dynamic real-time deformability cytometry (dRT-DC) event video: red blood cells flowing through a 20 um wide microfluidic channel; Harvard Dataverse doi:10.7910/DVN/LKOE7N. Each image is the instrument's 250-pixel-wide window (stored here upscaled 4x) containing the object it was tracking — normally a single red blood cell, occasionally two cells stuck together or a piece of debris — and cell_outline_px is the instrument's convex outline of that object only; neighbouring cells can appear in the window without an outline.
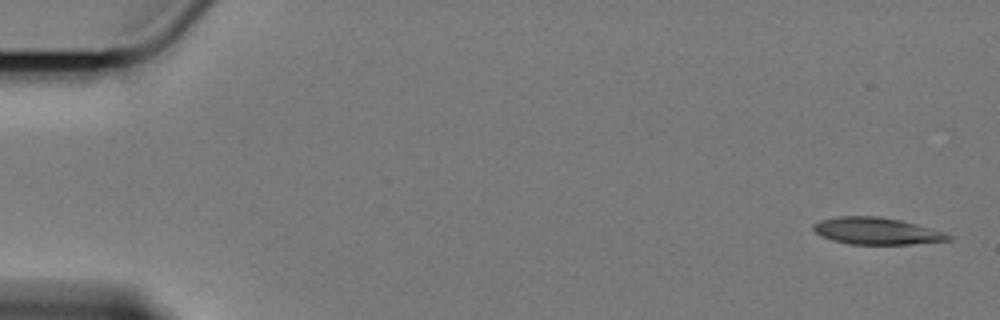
{"species": "Egyptian fruit bat (a non-hibernating species)", "species_latin": "Rousettus aegyptiacus", "temperature_condition": "cold", "stored_images_in_passage": 5, "camera_frame_rate_fps": 3000, "um_per_image_px": 0.085, "animal": {"sex": "female"}, "frame": {"image": 1, "passage_image": 1, "time_ms": 0.0, "image_size_px": [1000, 320], "cell_outline_px": [[952, 240], [908, 244], [848, 244], [832, 240], [820, 236], [812, 228], [812, 224], [820, 220], [840, 216], [876, 216], [900, 220], [916, 224], [952, 236]], "centroid_in_image_um": [74.44, 19.64], "position_along_channel_um": 10.6, "area_um2": 20.92}}
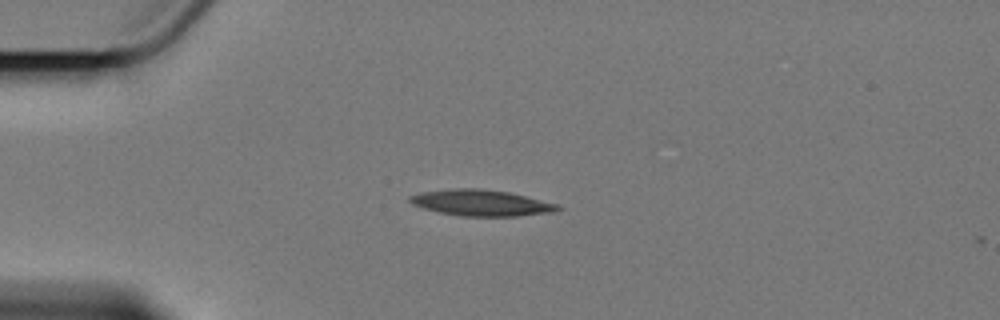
{"frame": {"image": 2, "passage_image": 4, "time_ms": 4.333, "image_size_px": [1000, 320], "cell_outline_px": [[564, 208], [552, 212], [516, 216], [460, 216], [440, 212], [424, 208], [412, 204], [408, 200], [408, 196], [420, 192], [456, 188], [480, 188], [508, 192], [556, 204]], "centroid_in_image_um": [40.86, 17.24], "position_along_channel_um": 44.1, "area_um2": 22.31}}